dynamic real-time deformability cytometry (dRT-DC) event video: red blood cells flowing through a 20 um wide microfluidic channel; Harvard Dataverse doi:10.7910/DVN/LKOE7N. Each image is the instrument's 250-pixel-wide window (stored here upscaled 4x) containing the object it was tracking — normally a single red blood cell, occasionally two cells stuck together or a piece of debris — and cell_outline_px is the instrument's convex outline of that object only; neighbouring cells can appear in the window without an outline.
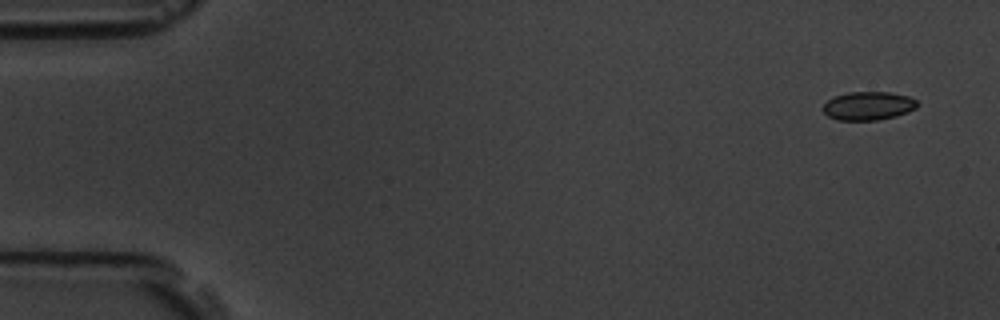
{"species": "common noctule bat (a hibernating species)", "species_latin": "Nyctalus noctula", "temperature_condition": "room temperature", "stored_images_in_passage": 5, "camera_frame_rate_fps": 3000, "um_per_image_px": 0.085, "animal": {"sex": "male", "body_mass_g": 19.5, "forearm_length_mm": 54.6}, "frame": {"image": 1, "passage_image": 1, "time_ms": 0.0, "image_size_px": [1000, 320], "cell_outline_px": [[920, 104], [916, 108], [908, 112], [896, 116], [876, 120], [836, 120], [828, 116], [824, 112], [824, 104], [828, 100], [836, 96], [848, 92], [888, 92], [908, 96], [916, 100]], "centroid_in_image_um": [73.83, 9.0], "position_along_channel_um": 11.2, "area_um2": 15.61}}